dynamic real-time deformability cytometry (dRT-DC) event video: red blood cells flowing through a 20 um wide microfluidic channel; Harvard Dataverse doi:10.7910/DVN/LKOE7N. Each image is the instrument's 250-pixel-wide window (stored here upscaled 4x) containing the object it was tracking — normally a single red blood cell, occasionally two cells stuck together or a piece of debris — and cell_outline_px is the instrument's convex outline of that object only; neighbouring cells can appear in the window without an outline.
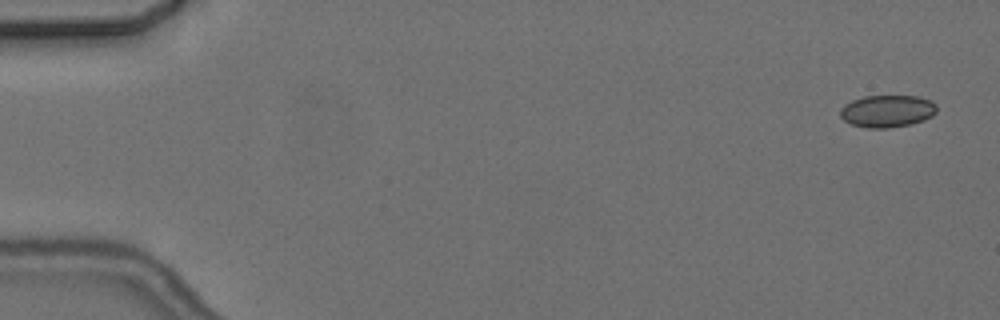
{"species": "common noctule bat (a hibernating species)", "species_latin": "Nyctalus noctula", "temperature_condition": "cold", "stored_images_in_passage": 5, "camera_frame_rate_fps": 3000, "um_per_image_px": 0.085, "animal": {"sex": "female", "body_mass_g": 24.6, "forearm_length_mm": 56.2}, "frame": {"image": 1, "passage_image": 1, "time_ms": 0.0, "image_size_px": [1000, 320], "cell_outline_px": [[936, 112], [932, 116], [924, 120], [912, 124], [888, 128], [868, 128], [852, 124], [844, 120], [840, 116], [840, 108], [844, 104], [852, 100], [864, 96], [916, 96], [932, 100], [936, 104]], "centroid_in_image_um": [75.42, 9.44], "position_along_channel_um": 9.6, "area_um2": 18.26}}